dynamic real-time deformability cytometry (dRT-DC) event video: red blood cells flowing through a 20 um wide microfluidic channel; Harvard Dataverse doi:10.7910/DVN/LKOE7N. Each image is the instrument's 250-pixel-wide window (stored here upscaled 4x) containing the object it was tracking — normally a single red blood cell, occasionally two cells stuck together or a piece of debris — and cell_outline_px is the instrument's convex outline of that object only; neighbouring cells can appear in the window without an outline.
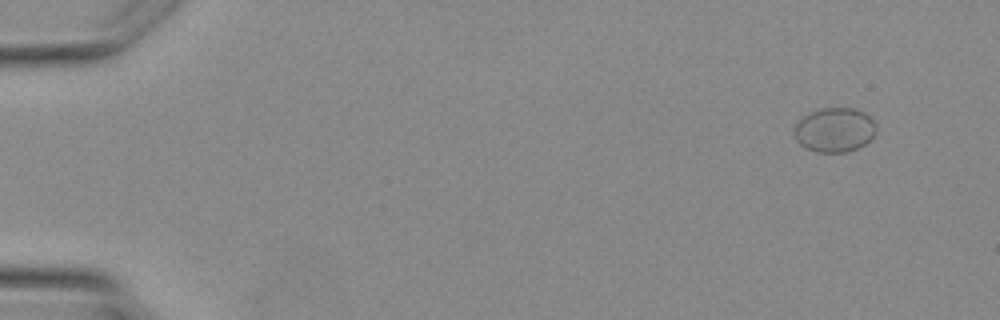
{"species": "Egyptian fruit bat (a non-hibernating species)", "species_latin": "Rousettus aegyptiacus", "temperature_condition": "warm", "stored_images_in_passage": 5, "camera_frame_rate_fps": 3000, "um_per_image_px": 0.085, "animal": {"sex": "female"}, "frame": {"image": 1, "passage_image": 1, "time_ms": 0.0, "image_size_px": [1000, 320], "cell_outline_px": [[876, 132], [864, 144], [856, 148], [844, 152], [816, 152], [804, 148], [796, 140], [792, 132], [796, 124], [804, 116], [812, 112], [824, 108], [852, 108], [864, 112], [876, 124]], "centroid_in_image_um": [70.91, 11.05], "position_along_channel_um": 14.1, "area_um2": 21.04}}
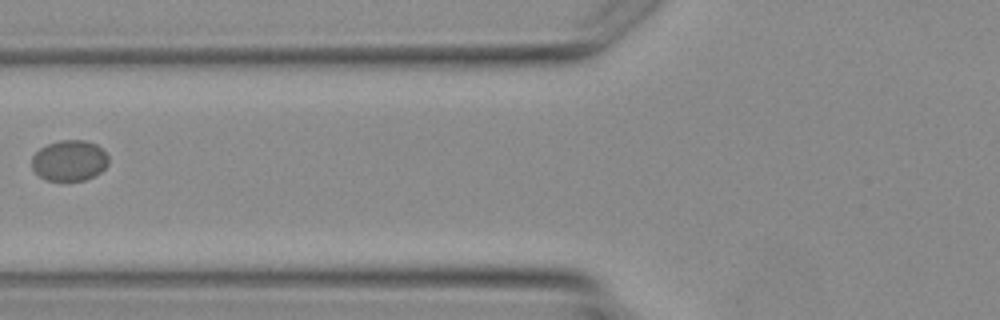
{"frame": {"image": 2, "passage_image": 5, "time_ms": 4.667, "image_size_px": [1000, 320], "cell_outline_px": [[108, 164], [100, 172], [84, 180], [44, 180], [32, 168], [32, 156], [40, 148], [48, 144], [60, 140], [84, 140], [96, 144], [108, 156]], "centroid_in_image_um": [5.88, 13.64], "position_along_channel_um": 119.9, "area_um2": 18.03}}